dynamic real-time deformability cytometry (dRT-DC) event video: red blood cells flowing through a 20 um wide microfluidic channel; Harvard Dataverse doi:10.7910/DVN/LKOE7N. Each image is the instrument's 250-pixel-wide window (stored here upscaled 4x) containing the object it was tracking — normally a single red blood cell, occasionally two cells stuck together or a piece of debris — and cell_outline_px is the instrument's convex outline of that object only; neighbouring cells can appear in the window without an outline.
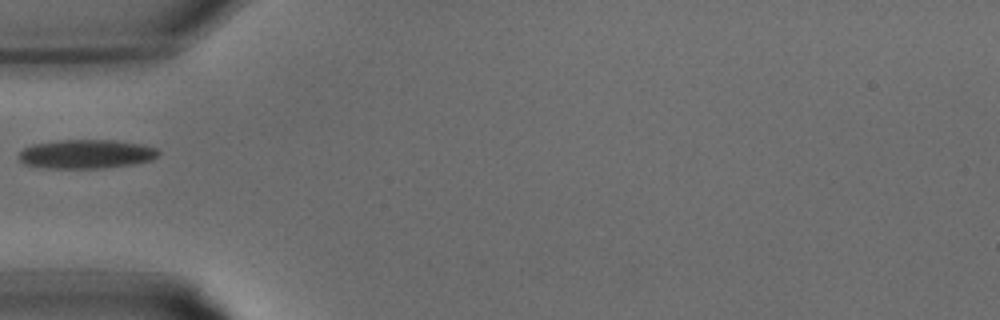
{"species": "common noctule bat (a hibernating species)", "species_latin": "Nyctalus noctula", "temperature_condition": "warm", "stored_images_in_passage": 4, "camera_frame_rate_fps": 3000, "um_per_image_px": 0.085, "animal": {"sex": "male", "body_mass_g": 15.6}, "frame": {"image": 1, "passage_image": 1, "time_ms": 0.0, "image_size_px": [1000, 320], "cell_outline_px": [[160, 152], [152, 160], [132, 164], [104, 168], [44, 168], [24, 164], [20, 160], [20, 152], [24, 148], [32, 144], [64, 140], [112, 140], [140, 144], [156, 148]], "centroid_in_image_um": [7.32, 13.1], "position_along_channel_um": 77.7, "area_um2": 23.41}}
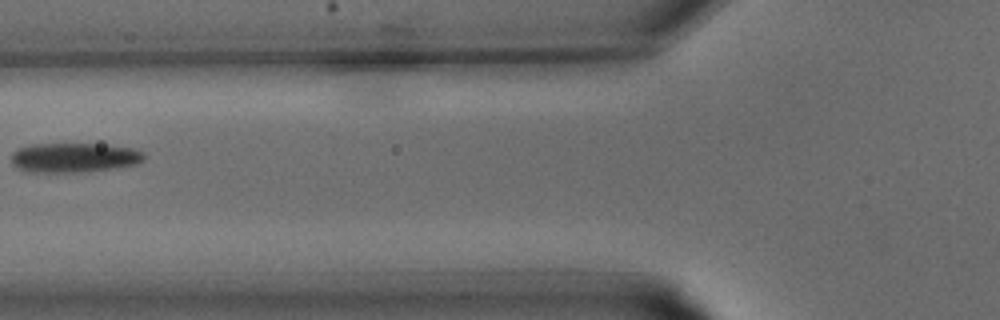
{"frame": {"image": 2, "passage_image": 3, "time_ms": 0.667, "image_size_px": [1000, 320], "cell_outline_px": [[144, 160], [136, 164], [112, 168], [76, 172], [24, 172], [16, 168], [12, 164], [12, 152], [16, 148], [32, 144], [100, 144], [132, 148], [144, 152]], "centroid_in_image_um": [6.24, 13.39], "position_along_channel_um": 119.6, "area_um2": 22.89}}